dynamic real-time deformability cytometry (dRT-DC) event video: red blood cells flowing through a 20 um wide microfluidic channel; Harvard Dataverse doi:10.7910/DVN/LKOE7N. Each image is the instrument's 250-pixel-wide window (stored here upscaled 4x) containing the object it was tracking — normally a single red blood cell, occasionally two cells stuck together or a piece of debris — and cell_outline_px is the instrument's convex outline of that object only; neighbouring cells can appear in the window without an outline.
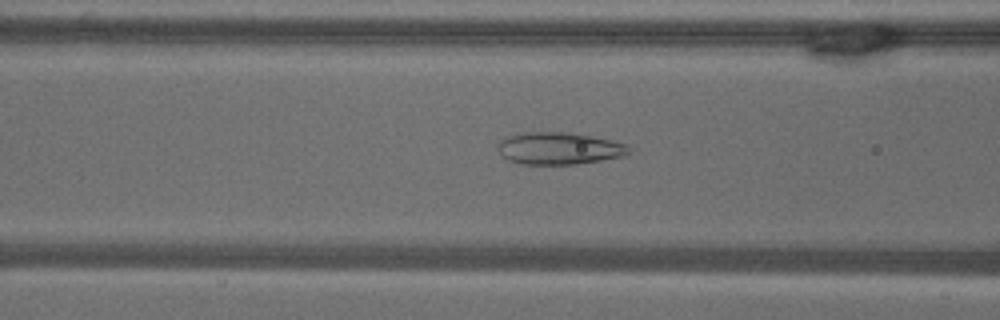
{"species": "common noctule bat (a hibernating species)", "species_latin": "Nyctalus noctula", "temperature_condition": "warm", "stored_images_in_passage": 53, "camera_frame_rate_fps": 3000, "um_per_image_px": 0.085, "animal": {"sex": "male", "body_mass_g": 18.8}, "frame": {"image": 1, "passage_image": 21, "time_ms": 6.667, "image_size_px": [1000, 320], "cell_outline_px": [[632, 148], [624, 156], [576, 164], [524, 164], [508, 160], [496, 148], [496, 144], [500, 140], [512, 132], [564, 132], [588, 136], [608, 140], [624, 144]], "centroid_in_image_um": [47.43, 12.6], "position_along_channel_um": 119.2, "area_um2": 24.45}}
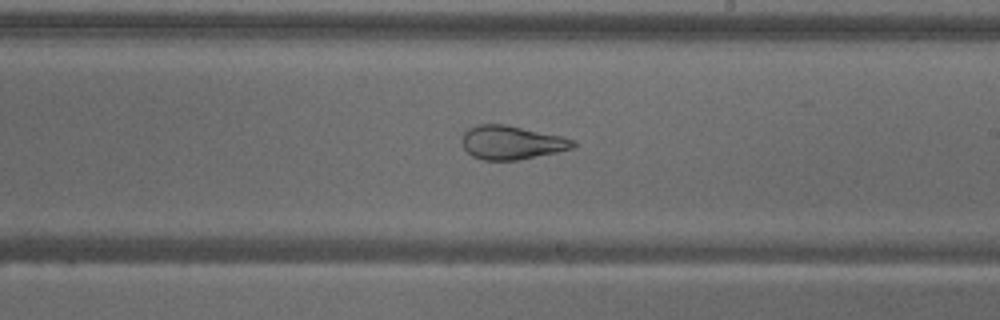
{"frame": {"image": 2, "passage_image": 31, "time_ms": 10.0, "image_size_px": [1000, 320], "cell_outline_px": [[576, 144], [572, 148], [556, 152], [516, 160], [484, 160], [472, 156], [464, 148], [460, 140], [464, 132], [468, 128], [476, 124], [504, 124], [564, 136], [576, 140]], "centroid_in_image_um": [43.47, 12.1], "position_along_channel_um": 245.5, "area_um2": 21.91}}
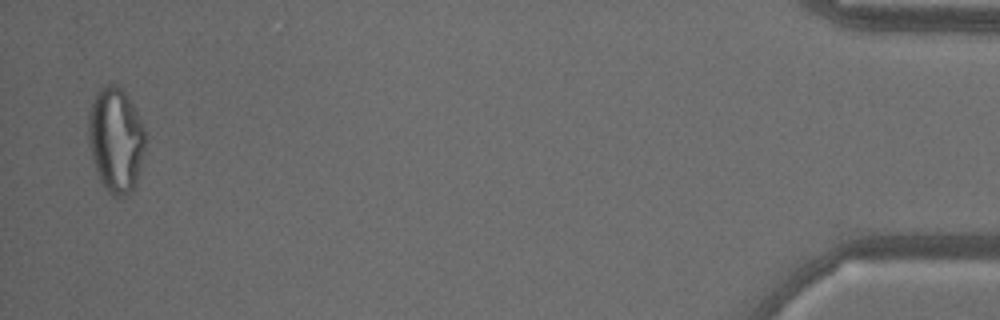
{"frame": {"image": 3, "passage_image": 52, "time_ms": 17.0, "image_size_px": [1000, 320], "cell_outline_px": [[148, 140], [136, 184], [128, 192], [120, 196], [112, 196], [104, 188], [96, 172], [92, 160], [88, 140], [88, 112], [96, 92], [104, 84], [120, 84], [128, 96], [144, 128]], "centroid_in_image_um": [9.84, 11.85], "position_along_channel_um": 425.4, "area_um2": 35.37}}